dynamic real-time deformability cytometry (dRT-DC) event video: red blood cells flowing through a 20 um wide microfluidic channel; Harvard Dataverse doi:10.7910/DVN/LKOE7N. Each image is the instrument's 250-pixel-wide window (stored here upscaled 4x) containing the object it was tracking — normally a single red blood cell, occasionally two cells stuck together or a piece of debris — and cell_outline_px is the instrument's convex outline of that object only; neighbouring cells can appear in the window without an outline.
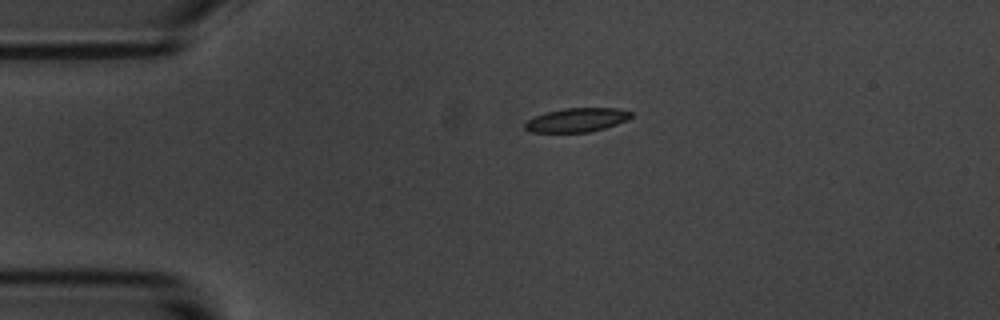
{"species": "common noctule bat (a hibernating species)", "species_latin": "Nyctalus noctula", "temperature_condition": "room temperature", "stored_images_in_passage": 46, "camera_frame_rate_fps": 3000, "um_per_image_px": 0.085, "animal": {"sex": "male", "body_mass_g": 20.1, "forearm_length_mm": 53.5}, "frame": {"image": 1, "passage_image": 1, "time_ms": 0.0, "image_size_px": [1000, 320], "cell_outline_px": [[632, 116], [616, 124], [604, 128], [588, 132], [532, 132], [524, 128], [524, 124], [528, 120], [536, 116], [548, 112], [564, 108], [616, 108], [632, 112]], "centroid_in_image_um": [49.02, 10.2], "position_along_channel_um": 36.0, "area_um2": 14.51}}
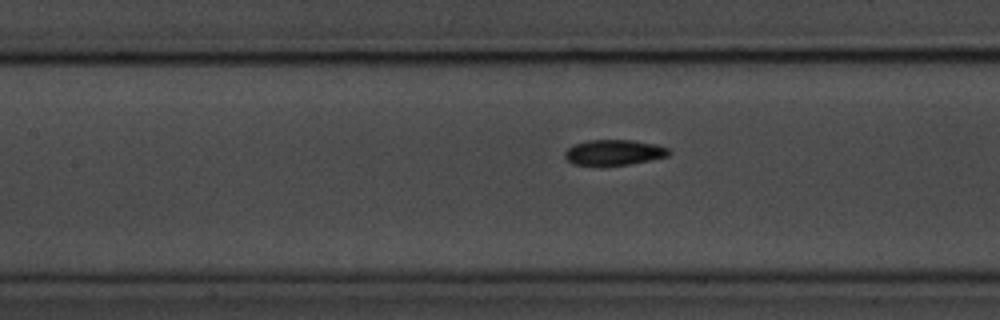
{"frame": {"image": 2, "passage_image": 14, "time_ms": 4.333, "image_size_px": [1000, 320], "cell_outline_px": [[668, 156], [628, 164], [600, 168], [572, 164], [564, 156], [564, 152], [572, 144], [588, 140], [632, 140], [656, 144], [668, 148]], "centroid_in_image_um": [52.09, 12.99], "position_along_channel_um": 155.3, "area_um2": 15.9}}
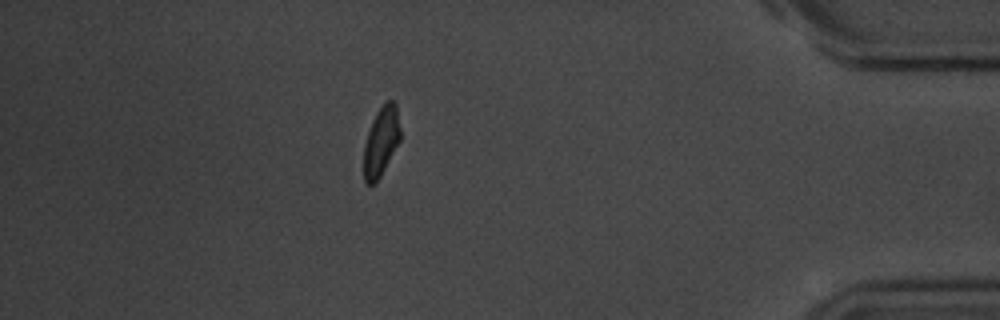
{"frame": {"image": 3, "passage_image": 39, "time_ms": 12.667, "image_size_px": [1000, 320], "cell_outline_px": [[400, 140], [380, 176], [372, 184], [368, 184], [364, 180], [364, 144], [372, 120], [376, 112], [384, 100], [392, 100], [396, 104], [400, 128]], "centroid_in_image_um": [32.39, 11.96], "position_along_channel_um": 402.8, "area_um2": 14.62}, "authors_computed_cell_mechanics": {"area_um2": 15.2592, "velocity_mm_per_s": 3.5016, "shape_relaxation_time_tau1_ms": 2.6073, "shape_relaxation_time_tau2_ms": 3.2225, "deformation_change_tau1": 0.1081, "deformation_change_tau2": 0.086}}